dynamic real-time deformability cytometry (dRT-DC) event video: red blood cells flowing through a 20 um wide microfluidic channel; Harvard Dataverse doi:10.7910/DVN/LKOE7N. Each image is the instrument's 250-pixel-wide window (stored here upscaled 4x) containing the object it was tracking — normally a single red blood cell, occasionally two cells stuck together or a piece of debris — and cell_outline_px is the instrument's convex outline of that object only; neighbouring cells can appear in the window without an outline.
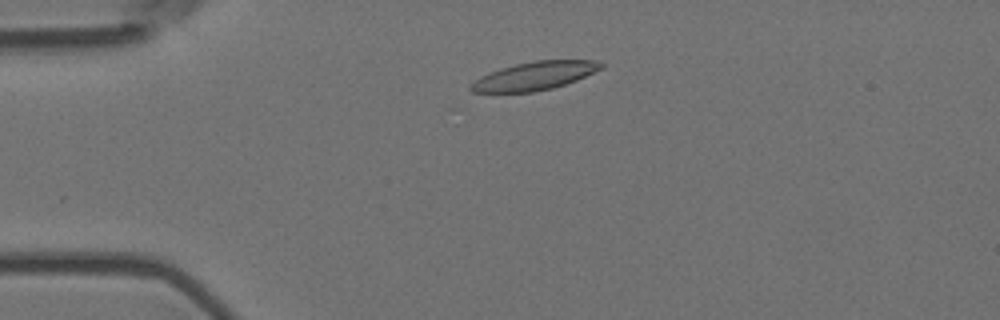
{"species": "Egyptian fruit bat (a non-hibernating species)", "species_latin": "Rousettus aegyptiacus", "temperature_condition": "room temperature", "stored_images_in_passage": 4, "camera_frame_rate_fps": 3000, "um_per_image_px": 0.085, "animal": {"sex": "female"}, "frame": {"image": 1, "passage_image": 3, "time_ms": 0.667, "image_size_px": [1000, 320], "cell_outline_px": [[604, 68], [576, 80], [552, 88], [532, 92], [472, 92], [468, 88], [480, 76], [488, 72], [500, 68], [516, 64], [536, 60], [592, 60], [604, 64]], "centroid_in_image_um": [45.43, 6.44], "position_along_channel_um": 39.6, "area_um2": 21.33}}